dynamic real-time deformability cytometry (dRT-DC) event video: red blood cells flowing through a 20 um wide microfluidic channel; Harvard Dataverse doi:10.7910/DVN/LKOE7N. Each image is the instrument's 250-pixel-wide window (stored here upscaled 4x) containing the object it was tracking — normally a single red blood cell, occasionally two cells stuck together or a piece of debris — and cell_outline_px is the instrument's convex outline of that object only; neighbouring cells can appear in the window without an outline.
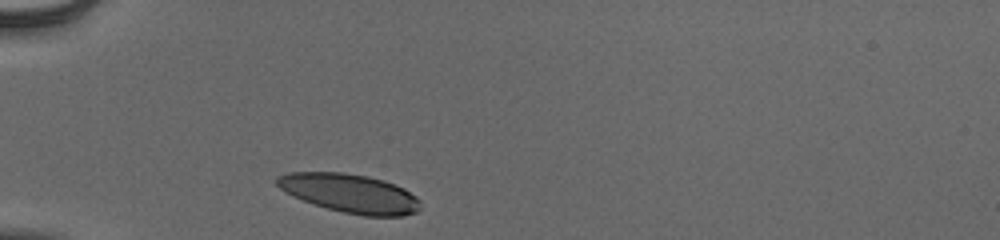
{"species": "human", "species_latin": "Homo sapiens", "temperature_condition": "cold", "stored_images_in_passage": 30, "camera_frame_rate_fps": 3000, "um_per_image_px": 0.085, "donor": {"sex": "male"}, "frame": {"image": 1, "passage_image": 1, "time_ms": 0.0, "image_size_px": [1000, 240], "cell_outline_px": [[420, 208], [416, 212], [404, 216], [364, 216], [344, 212], [328, 208], [292, 196], [280, 188], [276, 184], [276, 176], [288, 172], [344, 172], [368, 176], [384, 180], [404, 188], [416, 196], [420, 200]], "centroid_in_image_um": [29.76, 16.42], "position_along_channel_um": 55.2, "area_um2": 32.43}}
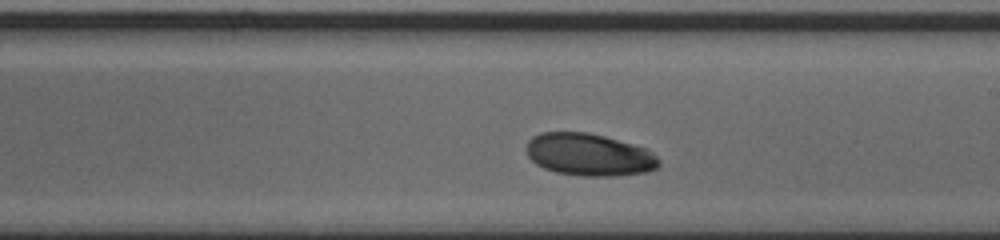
{"frame": {"image": 2, "passage_image": 17, "time_ms": 5.333, "image_size_px": [1000, 240], "cell_outline_px": [[660, 164], [656, 168], [648, 172], [616, 176], [580, 176], [556, 172], [544, 168], [536, 164], [528, 156], [528, 140], [532, 136], [540, 132], [588, 132], [604, 136], [648, 148], [660, 160]], "centroid_in_image_um": [50.1, 13.15], "position_along_channel_um": 238.9, "area_um2": 32.89}}
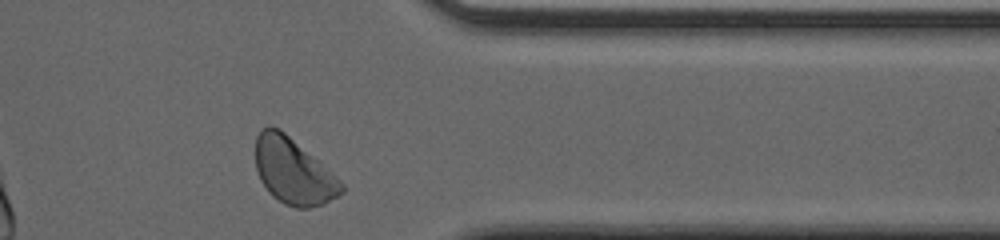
{"frame": {"image": 3, "passage_image": 29, "time_ms": 9.333, "image_size_px": [1000, 240], "cell_outline_px": [[344, 192], [324, 204], [308, 208], [296, 208], [284, 204], [272, 196], [268, 192], [260, 180], [256, 168], [256, 136], [264, 128], [280, 128], [332, 172], [344, 184]], "centroid_in_image_um": [24.94, 14.59], "position_along_channel_um": 386.5, "area_um2": 32.83}, "authors_computed_cell_mechanics": {"area_um2": 32.5992, "velocity_mm_per_s": 3.8233, "shape_relaxation_time_tau1_ms": 2.1587, "shape_relaxation_time_tau2_ms": null, "deformation_change_tau1": 0.0809, "deformation_change_tau2": null}}